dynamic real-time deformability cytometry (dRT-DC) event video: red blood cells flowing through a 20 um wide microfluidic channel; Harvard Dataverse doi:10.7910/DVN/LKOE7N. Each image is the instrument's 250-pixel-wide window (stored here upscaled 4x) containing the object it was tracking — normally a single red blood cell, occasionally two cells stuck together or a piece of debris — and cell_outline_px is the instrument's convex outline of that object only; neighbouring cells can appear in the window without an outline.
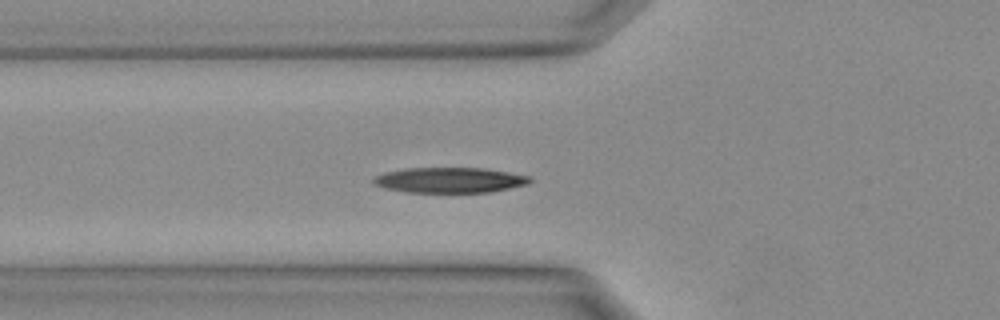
{"species": "Egyptian fruit bat (a non-hibernating species)", "species_latin": "Rousettus aegyptiacus", "temperature_condition": "warm", "stored_images_in_passage": 25, "segment_of_instrument_passage": [1, 2], "camera_frame_rate_fps": 3000, "um_per_image_px": 0.085, "animal": {"sex": "female"}, "frame": {"image": 1, "passage_image": 3, "time_ms": 0.667, "image_size_px": [1000, 320], "cell_outline_px": [[532, 180], [528, 184], [488, 192], [404, 192], [384, 188], [372, 184], [372, 180], [376, 176], [384, 172], [404, 168], [484, 168], [508, 172], [528, 176]], "centroid_in_image_um": [38.16, 15.3], "position_along_channel_um": 87.6, "area_um2": 23.06}}
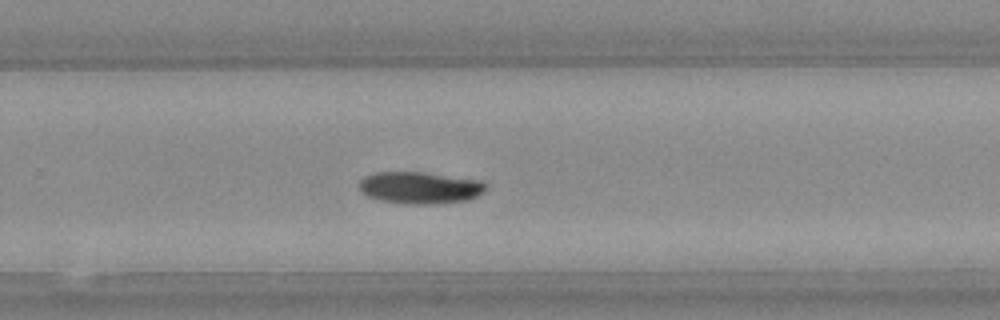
{"frame": {"image": 2, "passage_image": 13, "time_ms": 4.0, "image_size_px": [1000, 320], "cell_outline_px": [[488, 184], [476, 196], [468, 200], [432, 204], [416, 204], [380, 200], [368, 196], [360, 192], [360, 180], [364, 176], [376, 172], [424, 172], [480, 180]], "centroid_in_image_um": [35.67, 15.94], "position_along_channel_um": 294.1, "area_um2": 23.35}}
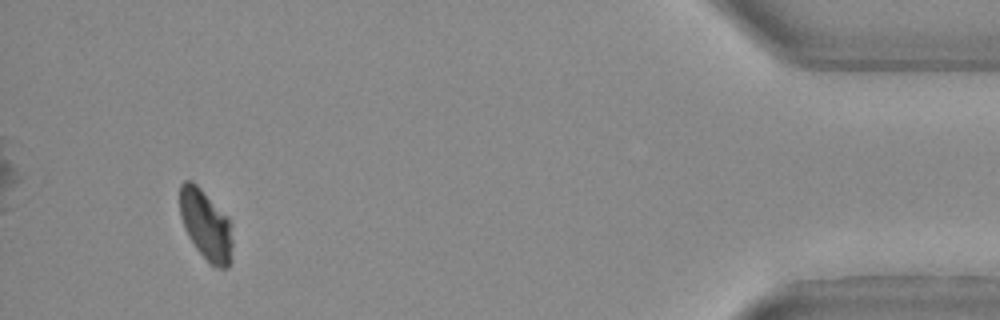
{"frame": {"image": 3, "passage_image": 22, "time_ms": 7.0, "image_size_px": [1000, 320], "cell_outline_px": [[232, 260], [228, 268], [216, 268], [208, 264], [196, 248], [188, 236], [184, 228], [180, 216], [180, 184], [184, 180], [192, 180], [228, 216], [232, 224]], "centroid_in_image_um": [17.52, 19.16], "position_along_channel_um": 417.7, "area_um2": 22.02}}